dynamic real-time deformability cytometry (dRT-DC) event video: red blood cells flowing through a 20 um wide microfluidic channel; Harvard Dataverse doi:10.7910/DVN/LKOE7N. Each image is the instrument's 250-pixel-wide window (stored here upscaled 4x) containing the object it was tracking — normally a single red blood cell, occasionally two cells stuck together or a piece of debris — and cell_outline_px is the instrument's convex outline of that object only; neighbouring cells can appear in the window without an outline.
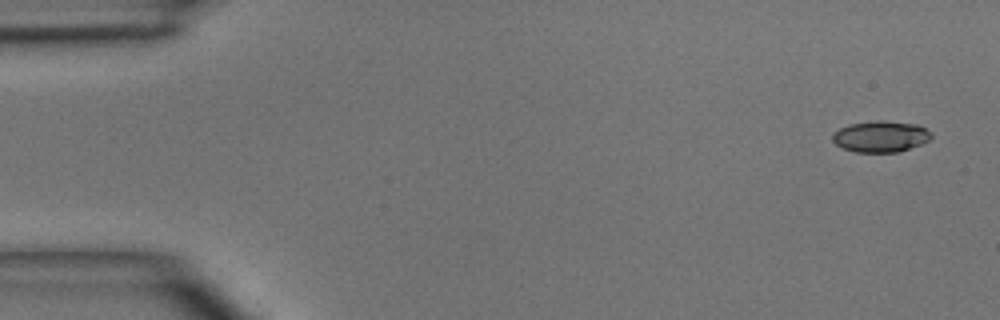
{"species": "common noctule bat (a hibernating species)", "species_latin": "Nyctalus noctula", "temperature_condition": "room temperature", "stored_images_in_passage": 5, "camera_frame_rate_fps": 3000, "um_per_image_px": 0.085, "animal": {"sex": "male", "body_mass_g": 15.6}, "frame": {"image": 1, "passage_image": 1, "time_ms": 0.0, "image_size_px": [1000, 320], "cell_outline_px": [[932, 136], [928, 140], [920, 144], [900, 152], [856, 152], [844, 148], [836, 144], [832, 140], [832, 136], [840, 128], [848, 124], [876, 120], [884, 120], [920, 124], [932, 132]], "centroid_in_image_um": [74.89, 11.58], "position_along_channel_um": 10.1, "area_um2": 18.09}}
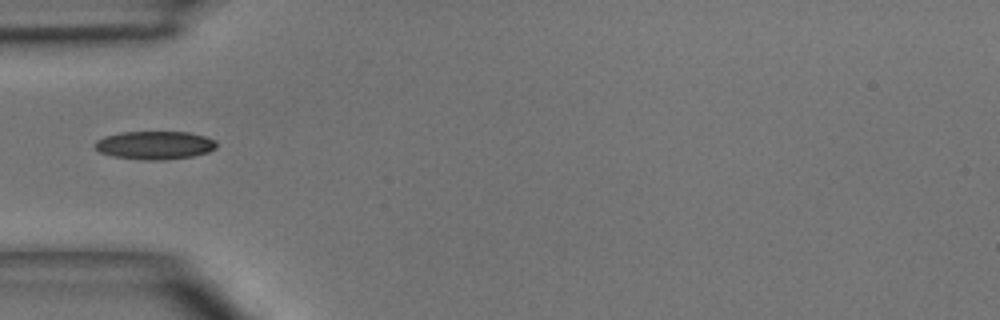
{"frame": {"image": 2, "passage_image": 4, "time_ms": 4.333, "image_size_px": [1000, 320], "cell_outline_px": [[216, 148], [208, 152], [192, 156], [164, 160], [144, 160], [112, 156], [100, 152], [96, 148], [96, 140], [104, 136], [120, 132], [188, 132], [204, 136], [216, 140]], "centroid_in_image_um": [13.16, 12.34], "position_along_channel_um": 71.8, "area_um2": 20.0}}
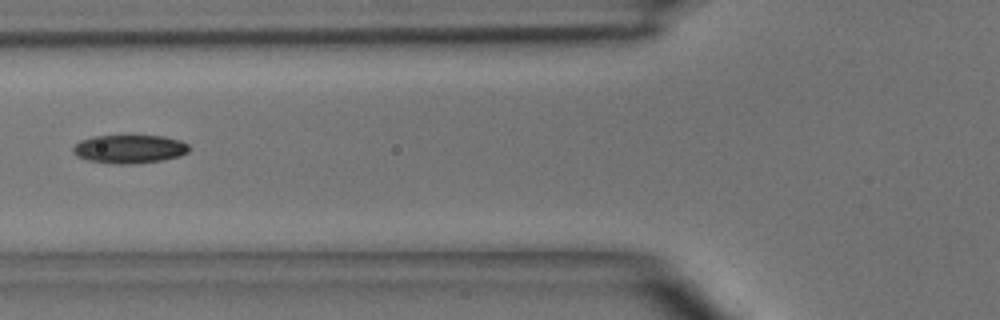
{"frame": {"image": 3, "passage_image": 5, "time_ms": 5.333, "image_size_px": [1000, 320], "cell_outline_px": [[188, 152], [180, 156], [160, 160], [132, 164], [116, 164], [88, 160], [76, 156], [72, 152], [72, 148], [80, 140], [92, 136], [164, 136], [180, 140], [188, 144]], "centroid_in_image_um": [10.98, 12.66], "position_along_channel_um": 114.8, "area_um2": 19.19}}